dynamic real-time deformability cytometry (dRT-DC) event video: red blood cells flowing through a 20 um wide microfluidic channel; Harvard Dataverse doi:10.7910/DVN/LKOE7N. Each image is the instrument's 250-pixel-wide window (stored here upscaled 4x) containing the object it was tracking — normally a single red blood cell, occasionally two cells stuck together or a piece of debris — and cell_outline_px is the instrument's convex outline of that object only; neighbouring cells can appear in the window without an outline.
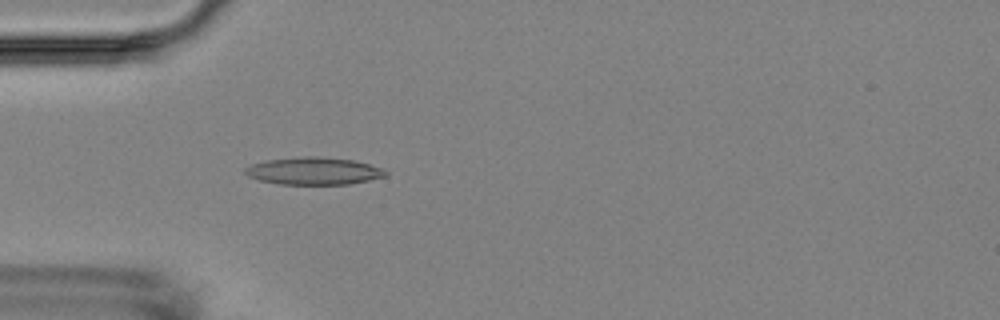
{"species": "Egyptian fruit bat (a non-hibernating species)", "species_latin": "Rousettus aegyptiacus", "temperature_condition": "room temperature", "stored_images_in_passage": 4, "camera_frame_rate_fps": 3000, "um_per_image_px": 0.085, "animal": {"sex": "female"}, "frame": {"image": 1, "passage_image": 4, "time_ms": 5.0, "image_size_px": [1000, 320], "cell_outline_px": [[388, 176], [348, 184], [276, 184], [260, 180], [248, 176], [244, 172], [244, 168], [252, 164], [268, 160], [304, 156], [316, 156], [352, 160], [384, 168], [388, 172]], "centroid_in_image_um": [26.68, 14.53], "position_along_channel_um": 58.3, "area_um2": 22.37}}